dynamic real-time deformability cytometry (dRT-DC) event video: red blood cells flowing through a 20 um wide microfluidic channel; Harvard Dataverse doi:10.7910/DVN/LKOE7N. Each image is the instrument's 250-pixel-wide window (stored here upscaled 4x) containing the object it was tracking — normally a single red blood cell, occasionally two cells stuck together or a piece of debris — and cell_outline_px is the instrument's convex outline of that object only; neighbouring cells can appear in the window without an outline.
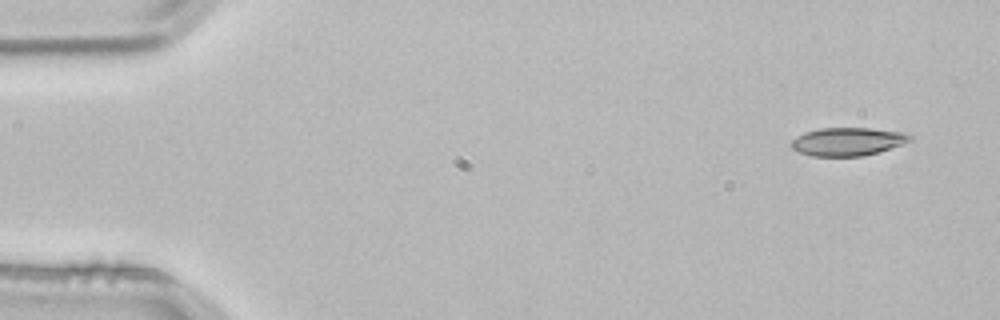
{"species": "common noctule bat (a hibernating species)", "species_latin": "Nyctalus noctula", "temperature_condition": "room temperature", "stored_images_in_passage": 4, "camera_frame_rate_fps": 3000, "um_per_image_px": 0.085, "animal": {"sex": "male", "body_mass_g": 21.5, "forearm_length_mm": 52.0}, "frame": {"image": 1, "passage_image": 1, "time_ms": 0.0, "image_size_px": [1000, 320], "cell_outline_px": [[912, 140], [904, 144], [864, 156], [812, 156], [800, 152], [792, 148], [788, 144], [796, 136], [804, 132], [820, 128], [872, 128], [900, 132], [912, 136]], "centroid_in_image_um": [72.02, 12.03], "position_along_channel_um": 13.0, "area_um2": 19.54}}
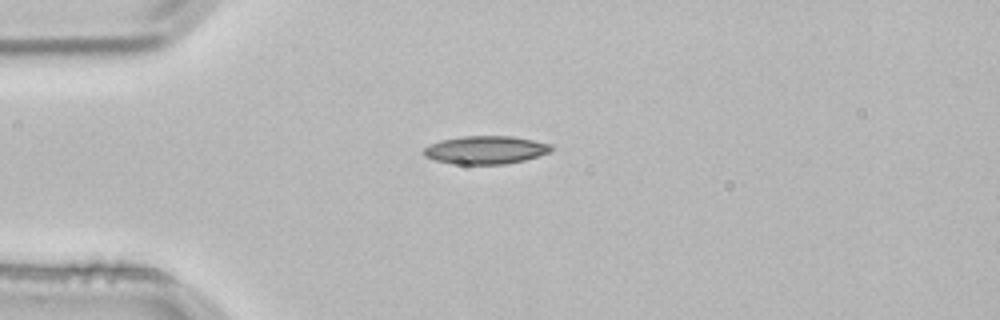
{"frame": {"image": 2, "passage_image": 3, "time_ms": 0.667, "image_size_px": [1000, 320], "cell_outline_px": [[552, 148], [548, 152], [524, 160], [504, 164], [460, 164], [436, 160], [424, 156], [424, 148], [440, 140], [460, 136], [512, 136], [552, 144]], "centroid_in_image_um": [41.27, 12.73], "position_along_channel_um": 43.7, "area_um2": 20.58}}